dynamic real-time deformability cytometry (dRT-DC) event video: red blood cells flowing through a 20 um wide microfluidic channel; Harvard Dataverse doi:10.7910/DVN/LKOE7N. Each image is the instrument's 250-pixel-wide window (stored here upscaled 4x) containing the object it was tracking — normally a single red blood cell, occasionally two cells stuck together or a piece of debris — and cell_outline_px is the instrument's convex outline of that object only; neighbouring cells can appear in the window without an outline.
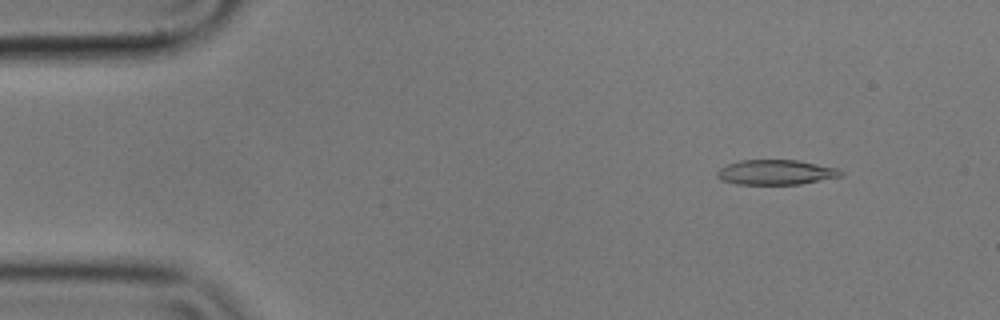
{"species": "common noctule bat (a hibernating species)", "species_latin": "Nyctalus noctula", "temperature_condition": "cold", "stored_images_in_passage": 8, "camera_frame_rate_fps": 3000, "um_per_image_px": 0.085, "animal": {"sex": "male", "body_mass_g": 17.9}, "frame": {"image": 1, "passage_image": 2, "time_ms": 0.333, "image_size_px": [1000, 320], "cell_outline_px": [[844, 172], [840, 176], [800, 184], [736, 184], [720, 180], [716, 176], [716, 172], [720, 168], [728, 164], [740, 160], [796, 160], [836, 168]], "centroid_in_image_um": [65.89, 14.64], "position_along_channel_um": 19.1, "area_um2": 17.8}}
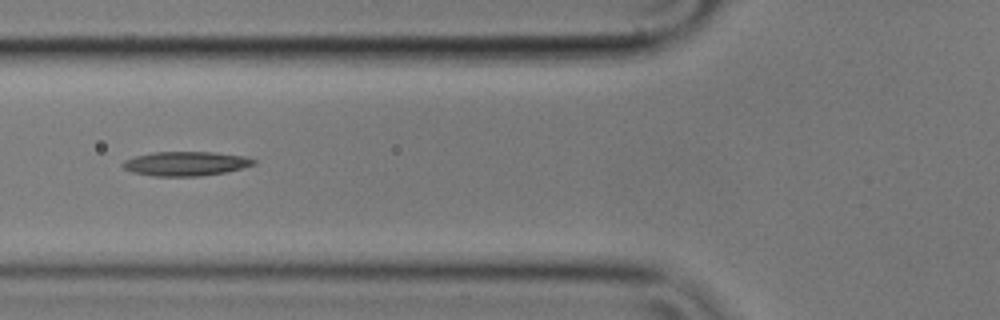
{"frame": {"image": 2, "passage_image": 6, "time_ms": 1.667, "image_size_px": [1000, 320], "cell_outline_px": [[256, 164], [244, 168], [224, 172], [200, 176], [156, 176], [132, 172], [124, 168], [120, 164], [124, 160], [136, 156], [152, 152], [212, 152], [244, 156], [256, 160]], "centroid_in_image_um": [15.79, 13.91], "position_along_channel_um": 110.0, "area_um2": 18.5}}
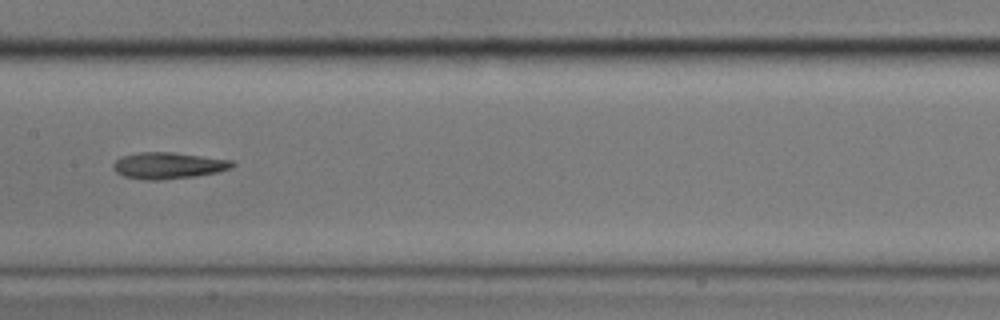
{"frame": {"image": 3, "passage_image": 8, "time_ms": 2.333, "image_size_px": [1000, 320], "cell_outline_px": [[236, 164], [232, 168], [216, 172], [196, 176], [160, 180], [144, 180], [124, 176], [116, 172], [112, 168], [112, 164], [120, 156], [140, 152], [172, 152], [232, 160]], "centroid_in_image_um": [14.28, 14.07], "position_along_channel_um": 193.1, "area_um2": 18.44}}